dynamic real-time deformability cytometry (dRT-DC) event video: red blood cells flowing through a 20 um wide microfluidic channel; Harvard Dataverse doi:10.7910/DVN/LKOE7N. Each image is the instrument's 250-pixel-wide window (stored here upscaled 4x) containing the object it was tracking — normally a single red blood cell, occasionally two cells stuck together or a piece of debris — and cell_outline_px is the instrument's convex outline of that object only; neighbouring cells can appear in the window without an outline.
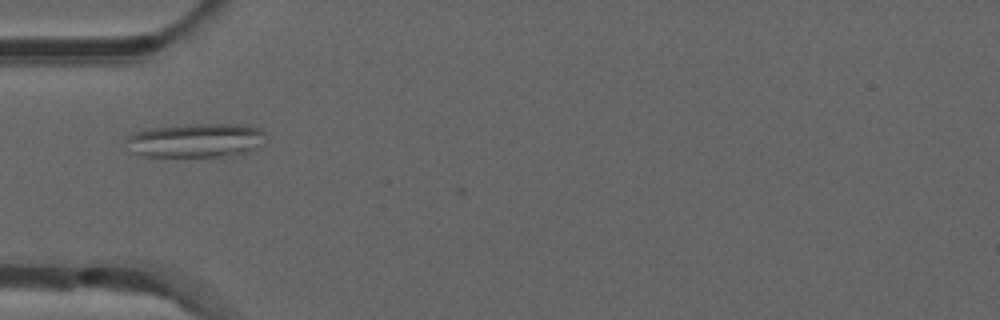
{"species": "common noctule bat (a hibernating species)", "species_latin": "Nyctalus noctula", "temperature_condition": "room temperature", "stored_images_in_passage": 3, "camera_frame_rate_fps": 3000, "um_per_image_px": 0.085, "animal": {"sex": "male", "forearm_length_mm": 52.5}, "frame": {"image": 1, "passage_image": 2, "time_ms": 0.333, "image_size_px": [1000, 320], "cell_outline_px": [[264, 132], [260, 144], [236, 156], [140, 156], [128, 152], [124, 140], [128, 136], [144, 128], [184, 124], [236, 124], [260, 128]], "centroid_in_image_um": [16.51, 11.93], "position_along_channel_um": 68.5, "area_um2": 27.92}}